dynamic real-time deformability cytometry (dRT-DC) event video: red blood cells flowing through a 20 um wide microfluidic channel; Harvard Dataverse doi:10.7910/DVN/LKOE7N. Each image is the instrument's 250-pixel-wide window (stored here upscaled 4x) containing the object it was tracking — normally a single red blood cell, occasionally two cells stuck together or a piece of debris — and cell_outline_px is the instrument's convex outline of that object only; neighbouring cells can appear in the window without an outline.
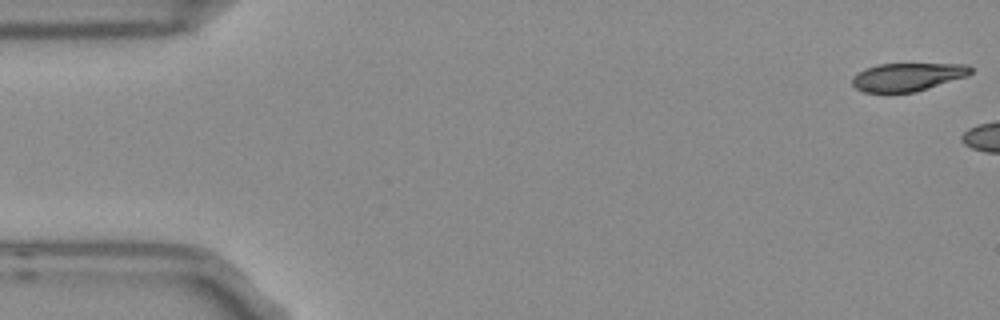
{"species": "Egyptian fruit bat (a non-hibernating species)", "species_latin": "Rousettus aegyptiacus", "temperature_condition": "room temperature", "stored_images_in_passage": 3, "camera_frame_rate_fps": 3000, "um_per_image_px": 0.085, "frame": {"image": 1, "passage_image": 1, "time_ms": 0.0, "image_size_px": [1000, 320], "cell_outline_px": [[972, 72], [968, 76], [916, 92], [864, 92], [856, 88], [852, 84], [852, 76], [864, 68], [876, 64], [968, 64], [972, 68]], "centroid_in_image_um": [77.14, 6.53], "position_along_channel_um": 7.9, "area_um2": 19.54}}